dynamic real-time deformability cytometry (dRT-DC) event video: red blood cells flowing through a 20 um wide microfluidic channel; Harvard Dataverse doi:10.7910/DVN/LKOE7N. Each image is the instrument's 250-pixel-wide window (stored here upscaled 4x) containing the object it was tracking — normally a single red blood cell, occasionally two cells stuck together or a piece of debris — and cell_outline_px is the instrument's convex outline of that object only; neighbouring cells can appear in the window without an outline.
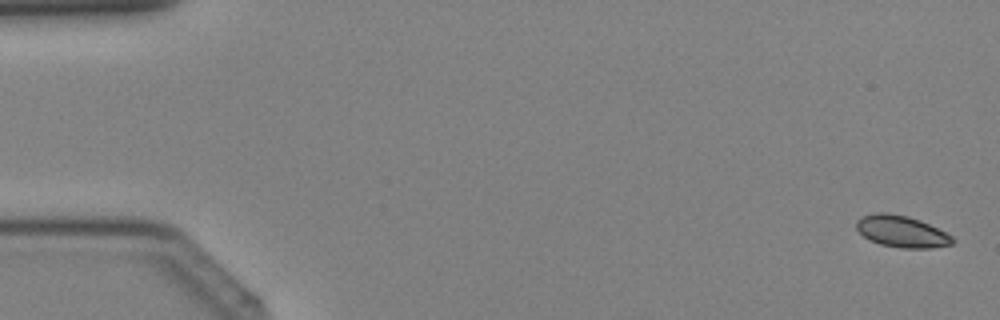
{"species": "Egyptian fruit bat (a non-hibernating species)", "species_latin": "Rousettus aegyptiacus", "temperature_condition": "cold", "stored_images_in_passage": 41, "camera_frame_rate_fps": 3000, "um_per_image_px": 0.085, "animal": {"sex": "female"}, "frame": {"image": 1, "passage_image": 2, "time_ms": 0.333, "image_size_px": [1000, 320], "cell_outline_px": [[956, 240], [952, 244], [932, 248], [900, 248], [880, 244], [868, 240], [856, 228], [856, 220], [864, 216], [876, 212], [884, 212], [908, 216], [920, 220], [952, 236]], "centroid_in_image_um": [76.63, 19.68], "position_along_channel_um": 8.4, "area_um2": 17.69}}
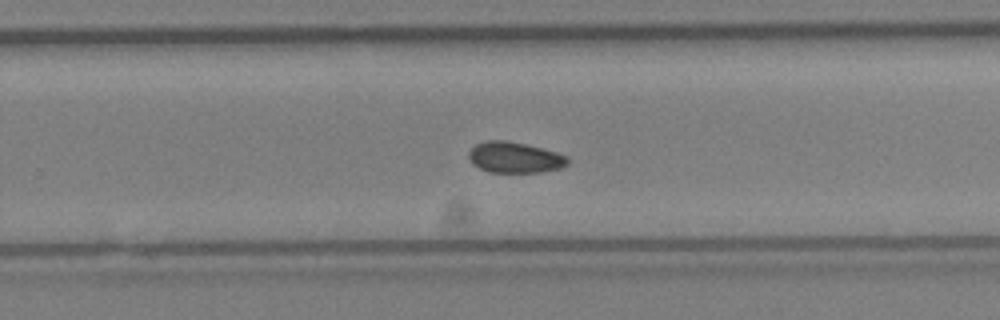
{"frame": {"image": 2, "passage_image": 27, "time_ms": 8.667, "image_size_px": [1000, 320], "cell_outline_px": [[568, 164], [560, 168], [540, 172], [488, 172], [480, 168], [468, 156], [468, 152], [476, 144], [484, 140], [504, 140], [524, 144], [556, 152], [568, 156]], "centroid_in_image_um": [43.76, 13.38], "position_along_channel_um": 286.0, "area_um2": 17.57}}
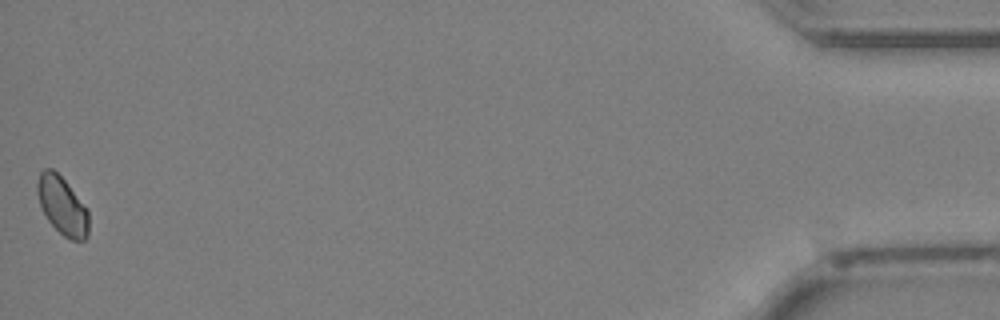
{"frame": {"image": 3, "passage_image": 41, "time_ms": 13.333, "image_size_px": [1000, 320], "cell_outline_px": [[88, 236], [84, 240], [72, 240], [64, 236], [48, 220], [40, 204], [36, 192], [36, 184], [40, 172], [44, 168], [52, 168], [64, 180], [88, 208]], "centroid_in_image_um": [5.29, 17.47], "position_along_channel_um": 429.9, "area_um2": 17.28}}